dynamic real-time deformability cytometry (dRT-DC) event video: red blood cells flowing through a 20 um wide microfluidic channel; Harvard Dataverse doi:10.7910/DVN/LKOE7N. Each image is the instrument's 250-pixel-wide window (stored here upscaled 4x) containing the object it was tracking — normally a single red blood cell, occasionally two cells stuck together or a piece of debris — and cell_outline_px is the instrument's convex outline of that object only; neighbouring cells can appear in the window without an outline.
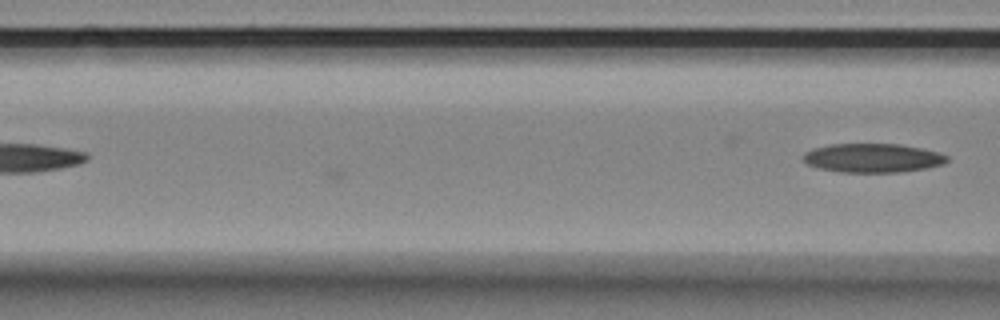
{"species": "Egyptian fruit bat (a non-hibernating species)", "species_latin": "Rousettus aegyptiacus", "temperature_condition": "room temperature", "stored_images_in_passage": 24, "camera_frame_rate_fps": 3000, "um_per_image_px": 0.085, "animal": {"sex": "female"}, "frame": {"image": 1, "passage_image": 24, "time_ms": 7.667, "image_size_px": [1000, 320], "cell_outline_px": [[948, 160], [944, 164], [928, 168], [900, 172], [840, 172], [816, 168], [808, 164], [804, 160], [804, 152], [816, 148], [832, 144], [900, 144], [940, 152], [948, 156]], "centroid_in_image_um": [74.22, 13.43], "position_along_channel_um": 92.4, "area_um2": 24.28}}